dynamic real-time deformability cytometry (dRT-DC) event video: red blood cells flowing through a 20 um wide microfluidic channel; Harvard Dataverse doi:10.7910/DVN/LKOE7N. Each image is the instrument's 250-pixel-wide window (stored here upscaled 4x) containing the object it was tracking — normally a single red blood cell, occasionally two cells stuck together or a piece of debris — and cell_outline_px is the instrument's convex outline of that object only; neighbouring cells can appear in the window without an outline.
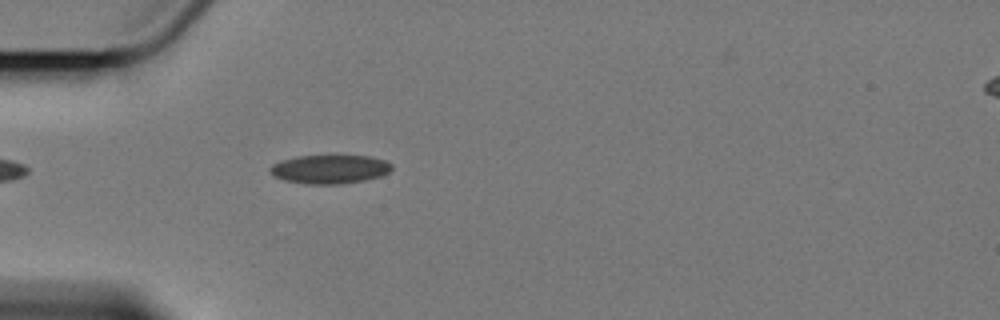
{"species": "Egyptian fruit bat (a non-hibernating species)", "species_latin": "Rousettus aegyptiacus", "temperature_condition": "cold", "stored_images_in_passage": 1, "camera_frame_rate_fps": 3000, "um_per_image_px": 0.085, "animal": {"sex": "female"}, "frame": {"image": 1, "passage_image": 1, "time_ms": 0.0, "image_size_px": [1000, 320], "cell_outline_px": [[392, 168], [388, 172], [380, 176], [364, 180], [336, 184], [308, 184], [284, 180], [276, 176], [272, 172], [272, 164], [284, 160], [300, 156], [368, 156], [384, 160], [392, 164]], "centroid_in_image_um": [28.07, 14.38], "position_along_channel_um": 56.9, "area_um2": 19.88}}